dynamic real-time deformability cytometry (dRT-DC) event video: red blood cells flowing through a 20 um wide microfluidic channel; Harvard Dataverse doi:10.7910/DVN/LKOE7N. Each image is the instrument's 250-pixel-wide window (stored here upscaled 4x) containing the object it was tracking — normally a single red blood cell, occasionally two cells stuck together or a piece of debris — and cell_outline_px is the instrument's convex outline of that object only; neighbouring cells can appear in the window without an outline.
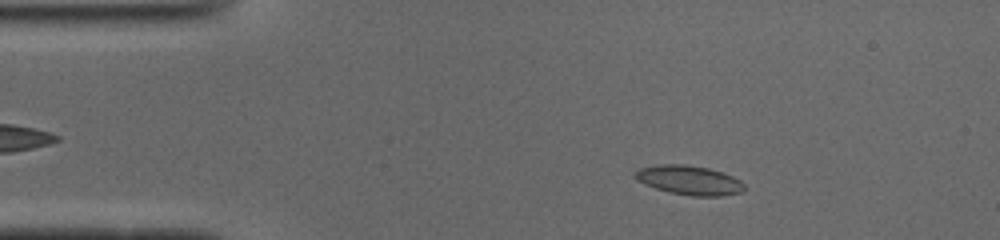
{"species": "common noctule bat (a hibernating species)", "species_latin": "Nyctalus noctula", "temperature_condition": "cold", "stored_images_in_passage": 50, "camera_frame_rate_fps": 3000, "um_per_image_px": 0.085, "animal": {"sex": "male", "body_mass_g": 19.0, "forearm_length_mm": 50.8}, "frame": {"image": 1, "passage_image": 7, "time_ms": 2.0, "image_size_px": [1000, 240], "cell_outline_px": [[744, 188], [740, 192], [720, 196], [692, 196], [672, 192], [656, 188], [644, 184], [636, 180], [632, 176], [640, 168], [656, 164], [684, 164], [708, 168], [724, 172], [740, 180], [744, 184]], "centroid_in_image_um": [58.56, 15.3], "position_along_channel_um": 26.4, "area_um2": 18.61}}
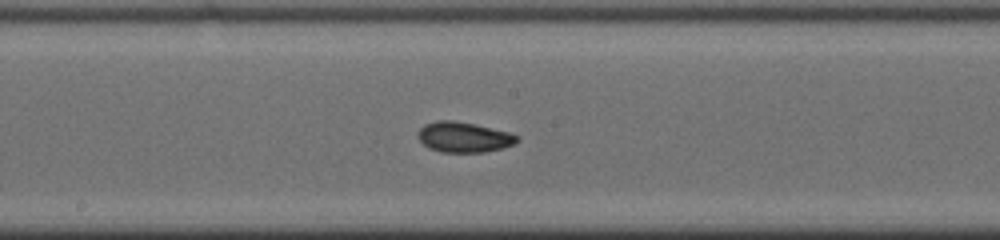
{"frame": {"image": 2, "passage_image": 25, "time_ms": 8.0, "image_size_px": [1000, 240], "cell_outline_px": [[520, 140], [504, 148], [484, 152], [440, 152], [428, 148], [416, 136], [416, 132], [424, 124], [436, 120], [452, 120], [476, 124], [508, 132], [520, 136]], "centroid_in_image_um": [39.4, 11.65], "position_along_channel_um": 208.8, "area_um2": 17.74}}
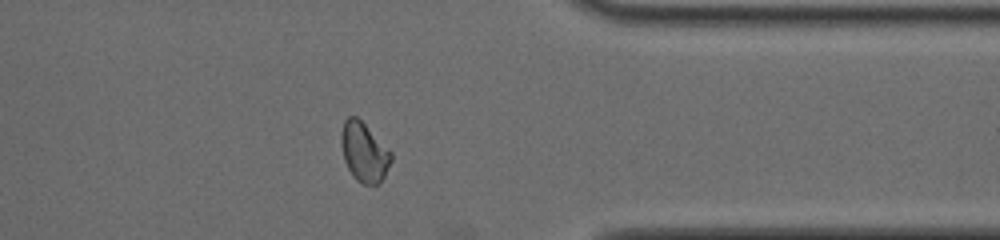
{"frame": {"image": 3, "passage_image": 39, "time_ms": 12.667, "image_size_px": [1000, 240], "cell_outline_px": [[392, 160], [384, 176], [376, 184], [360, 184], [352, 176], [344, 160], [340, 144], [340, 136], [344, 120], [348, 116], [356, 116], [392, 152]], "centroid_in_image_um": [30.92, 12.93], "position_along_channel_um": 380.5, "area_um2": 17.22}}